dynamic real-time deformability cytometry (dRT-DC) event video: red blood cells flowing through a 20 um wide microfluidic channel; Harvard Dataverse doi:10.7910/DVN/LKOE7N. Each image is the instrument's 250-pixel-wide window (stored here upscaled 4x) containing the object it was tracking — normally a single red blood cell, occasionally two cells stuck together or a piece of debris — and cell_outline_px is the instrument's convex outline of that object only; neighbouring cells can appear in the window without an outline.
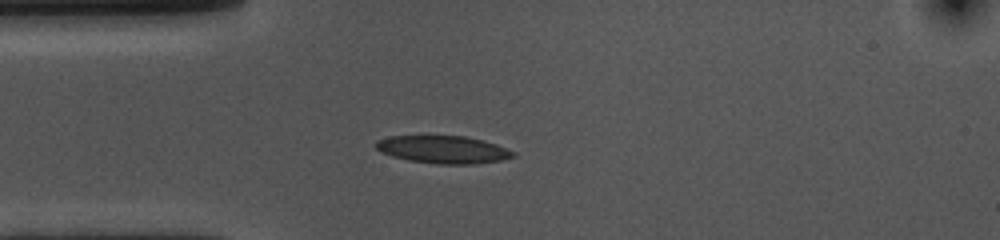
{"species": "common noctule bat (a hibernating species)", "species_latin": "Nyctalus noctula", "temperature_condition": "cold", "stored_images_in_passage": 42, "camera_frame_rate_fps": 3000, "um_per_image_px": 0.085, "animal": {"sex": "female", "body_mass_g": 10.0, "forearm_length_mm": 53.1}, "frame": {"image": 1, "passage_image": 1, "time_ms": 0.0, "image_size_px": [1000, 240], "cell_outline_px": [[516, 156], [500, 160], [476, 164], [436, 164], [408, 160], [392, 156], [376, 148], [376, 140], [388, 136], [464, 136], [484, 140], [496, 144], [516, 152]], "centroid_in_image_um": [37.7, 12.71], "position_along_channel_um": 47.3, "area_um2": 22.08}}
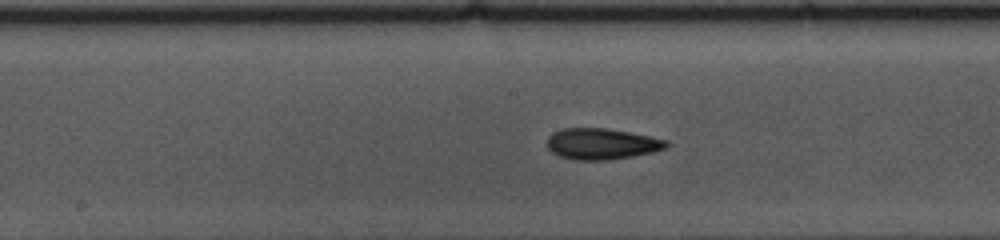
{"frame": {"image": 2, "passage_image": 14, "time_ms": 4.333, "image_size_px": [1000, 240], "cell_outline_px": [[668, 148], [652, 152], [632, 156], [608, 160], [572, 160], [560, 156], [552, 152], [548, 148], [548, 136], [552, 132], [560, 128], [604, 128], [628, 132], [668, 140]], "centroid_in_image_um": [51.12, 12.23], "position_along_channel_um": 197.1, "area_um2": 21.62}}
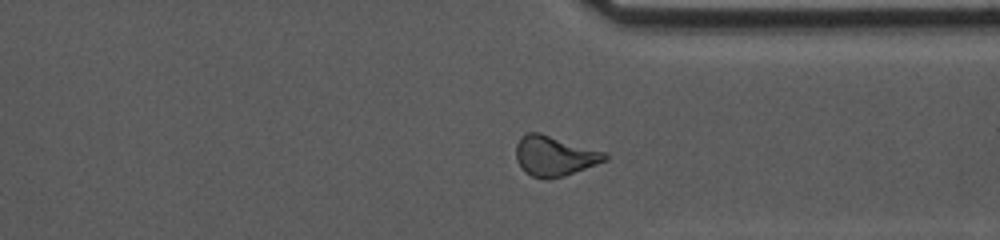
{"frame": {"image": 3, "passage_image": 28, "time_ms": 9.0, "image_size_px": [1000, 240], "cell_outline_px": [[608, 160], [564, 176], [532, 176], [524, 172], [520, 168], [516, 160], [516, 144], [520, 136], [528, 132], [540, 132], [608, 152]], "centroid_in_image_um": [47.14, 13.21], "position_along_channel_um": 364.3, "area_um2": 20.81}, "authors_computed_cell_mechanics": {"area_um2": 21.1548, "velocity_mm_per_s": 3.6181, "shape_relaxation_time_tau1_ms": 6.186, "shape_relaxation_time_tau2_ms": 3.2181, "deformation_change_tau1": 0.1351, "deformation_change_tau2": 0.0911}}